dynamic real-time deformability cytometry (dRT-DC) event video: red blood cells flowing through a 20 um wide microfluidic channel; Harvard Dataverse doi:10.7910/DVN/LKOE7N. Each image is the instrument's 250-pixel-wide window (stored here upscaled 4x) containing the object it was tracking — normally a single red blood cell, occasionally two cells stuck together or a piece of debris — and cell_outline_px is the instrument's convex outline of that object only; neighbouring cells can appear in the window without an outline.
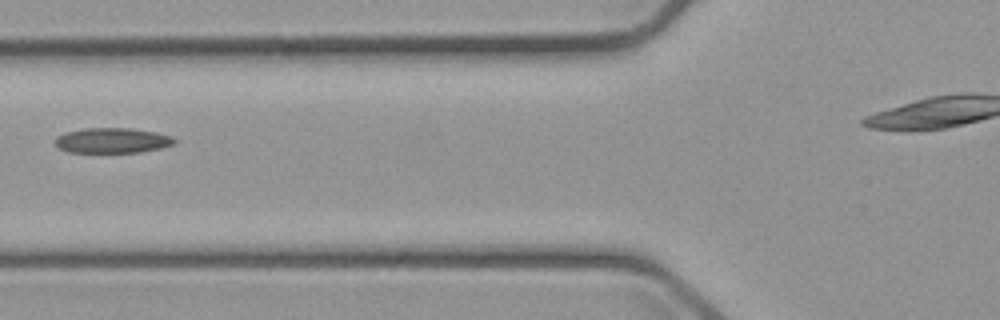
{"species": "common noctule bat (a hibernating species)", "species_latin": "Nyctalus noctula", "temperature_condition": "cold", "stored_images_in_passage": 3, "camera_frame_rate_fps": 3000, "um_per_image_px": 0.085, "animal": {"sex": "male", "body_mass_g": 23.1, "forearm_length_mm": 52.7}, "frame": {"image": 1, "passage_image": 3, "time_ms": 2.333, "image_size_px": [1000, 320], "cell_outline_px": [[176, 140], [172, 144], [160, 148], [140, 152], [68, 152], [56, 148], [56, 136], [64, 132], [84, 128], [132, 128], [156, 132], [172, 136]], "centroid_in_image_um": [9.51, 11.93], "position_along_channel_um": 116.3, "area_um2": 17.57}}